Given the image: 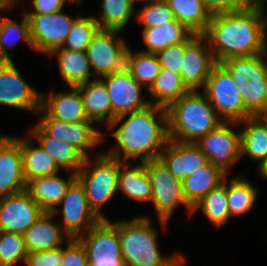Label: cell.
I'll use <instances>...</instances> for the list:
<instances>
[{
	"label": "cell",
	"mask_w": 267,
	"mask_h": 266,
	"mask_svg": "<svg viewBox=\"0 0 267 266\" xmlns=\"http://www.w3.org/2000/svg\"><path fill=\"white\" fill-rule=\"evenodd\" d=\"M125 68L139 84L149 89L159 75L161 65L156 54L132 52L128 47Z\"/></svg>",
	"instance_id": "74e56055"
},
{
	"label": "cell",
	"mask_w": 267,
	"mask_h": 266,
	"mask_svg": "<svg viewBox=\"0 0 267 266\" xmlns=\"http://www.w3.org/2000/svg\"><path fill=\"white\" fill-rule=\"evenodd\" d=\"M177 21L184 24L194 34H203L212 15L202 0H165Z\"/></svg>",
	"instance_id": "d6a6232c"
},
{
	"label": "cell",
	"mask_w": 267,
	"mask_h": 266,
	"mask_svg": "<svg viewBox=\"0 0 267 266\" xmlns=\"http://www.w3.org/2000/svg\"><path fill=\"white\" fill-rule=\"evenodd\" d=\"M135 3H144V2H151L156 0H133Z\"/></svg>",
	"instance_id": "816d5d0a"
},
{
	"label": "cell",
	"mask_w": 267,
	"mask_h": 266,
	"mask_svg": "<svg viewBox=\"0 0 267 266\" xmlns=\"http://www.w3.org/2000/svg\"><path fill=\"white\" fill-rule=\"evenodd\" d=\"M105 126L112 130L109 134L115 138L116 144L102 154L122 162L157 159L169 140L167 108L161 106L150 104L142 110L117 117Z\"/></svg>",
	"instance_id": "7a4b0ae2"
},
{
	"label": "cell",
	"mask_w": 267,
	"mask_h": 266,
	"mask_svg": "<svg viewBox=\"0 0 267 266\" xmlns=\"http://www.w3.org/2000/svg\"><path fill=\"white\" fill-rule=\"evenodd\" d=\"M264 120L267 122V110L261 115Z\"/></svg>",
	"instance_id": "f5cc1de1"
},
{
	"label": "cell",
	"mask_w": 267,
	"mask_h": 266,
	"mask_svg": "<svg viewBox=\"0 0 267 266\" xmlns=\"http://www.w3.org/2000/svg\"><path fill=\"white\" fill-rule=\"evenodd\" d=\"M28 252L24 236L12 232H0V266L25 264Z\"/></svg>",
	"instance_id": "60d3db41"
},
{
	"label": "cell",
	"mask_w": 267,
	"mask_h": 266,
	"mask_svg": "<svg viewBox=\"0 0 267 266\" xmlns=\"http://www.w3.org/2000/svg\"><path fill=\"white\" fill-rule=\"evenodd\" d=\"M29 21L30 38L35 51L48 55L62 47L78 16L60 11L52 14H25Z\"/></svg>",
	"instance_id": "5bb4252c"
},
{
	"label": "cell",
	"mask_w": 267,
	"mask_h": 266,
	"mask_svg": "<svg viewBox=\"0 0 267 266\" xmlns=\"http://www.w3.org/2000/svg\"><path fill=\"white\" fill-rule=\"evenodd\" d=\"M224 121L201 90H189L167 108L168 139L195 143Z\"/></svg>",
	"instance_id": "3957f363"
},
{
	"label": "cell",
	"mask_w": 267,
	"mask_h": 266,
	"mask_svg": "<svg viewBox=\"0 0 267 266\" xmlns=\"http://www.w3.org/2000/svg\"><path fill=\"white\" fill-rule=\"evenodd\" d=\"M267 4L258 2L246 10L212 15L202 34L216 63L233 57H249L267 50Z\"/></svg>",
	"instance_id": "6da1fadb"
},
{
	"label": "cell",
	"mask_w": 267,
	"mask_h": 266,
	"mask_svg": "<svg viewBox=\"0 0 267 266\" xmlns=\"http://www.w3.org/2000/svg\"><path fill=\"white\" fill-rule=\"evenodd\" d=\"M107 87L112 106V122L117 118L131 112L142 110L150 105L141 95L142 86L124 68L100 77Z\"/></svg>",
	"instance_id": "2e32d148"
},
{
	"label": "cell",
	"mask_w": 267,
	"mask_h": 266,
	"mask_svg": "<svg viewBox=\"0 0 267 266\" xmlns=\"http://www.w3.org/2000/svg\"><path fill=\"white\" fill-rule=\"evenodd\" d=\"M211 15L246 10L257 4L258 0H202Z\"/></svg>",
	"instance_id": "ee69618b"
},
{
	"label": "cell",
	"mask_w": 267,
	"mask_h": 266,
	"mask_svg": "<svg viewBox=\"0 0 267 266\" xmlns=\"http://www.w3.org/2000/svg\"><path fill=\"white\" fill-rule=\"evenodd\" d=\"M185 265V257L180 254L169 266H184Z\"/></svg>",
	"instance_id": "c3c4849f"
},
{
	"label": "cell",
	"mask_w": 267,
	"mask_h": 266,
	"mask_svg": "<svg viewBox=\"0 0 267 266\" xmlns=\"http://www.w3.org/2000/svg\"><path fill=\"white\" fill-rule=\"evenodd\" d=\"M221 64L239 88L245 109L252 116H261L266 111L267 50L254 56L229 58Z\"/></svg>",
	"instance_id": "5b68a950"
},
{
	"label": "cell",
	"mask_w": 267,
	"mask_h": 266,
	"mask_svg": "<svg viewBox=\"0 0 267 266\" xmlns=\"http://www.w3.org/2000/svg\"><path fill=\"white\" fill-rule=\"evenodd\" d=\"M227 177L209 162L182 181V193L187 204L193 208L206 194L219 186Z\"/></svg>",
	"instance_id": "f1b7e54d"
},
{
	"label": "cell",
	"mask_w": 267,
	"mask_h": 266,
	"mask_svg": "<svg viewBox=\"0 0 267 266\" xmlns=\"http://www.w3.org/2000/svg\"><path fill=\"white\" fill-rule=\"evenodd\" d=\"M241 158L248 156L258 162V168L267 159V122L262 116H251L241 120Z\"/></svg>",
	"instance_id": "484cf974"
},
{
	"label": "cell",
	"mask_w": 267,
	"mask_h": 266,
	"mask_svg": "<svg viewBox=\"0 0 267 266\" xmlns=\"http://www.w3.org/2000/svg\"><path fill=\"white\" fill-rule=\"evenodd\" d=\"M70 91L41 93V108L52 118L65 122L90 121L85 113L83 100L77 86Z\"/></svg>",
	"instance_id": "44dd1931"
},
{
	"label": "cell",
	"mask_w": 267,
	"mask_h": 266,
	"mask_svg": "<svg viewBox=\"0 0 267 266\" xmlns=\"http://www.w3.org/2000/svg\"><path fill=\"white\" fill-rule=\"evenodd\" d=\"M25 189L21 136L13 135L0 147V197Z\"/></svg>",
	"instance_id": "d6986e66"
},
{
	"label": "cell",
	"mask_w": 267,
	"mask_h": 266,
	"mask_svg": "<svg viewBox=\"0 0 267 266\" xmlns=\"http://www.w3.org/2000/svg\"><path fill=\"white\" fill-rule=\"evenodd\" d=\"M11 137V135H0V147Z\"/></svg>",
	"instance_id": "f907efd6"
},
{
	"label": "cell",
	"mask_w": 267,
	"mask_h": 266,
	"mask_svg": "<svg viewBox=\"0 0 267 266\" xmlns=\"http://www.w3.org/2000/svg\"><path fill=\"white\" fill-rule=\"evenodd\" d=\"M202 91L224 122L238 123L252 116L244 107L232 75L221 63L212 67Z\"/></svg>",
	"instance_id": "ba28073f"
},
{
	"label": "cell",
	"mask_w": 267,
	"mask_h": 266,
	"mask_svg": "<svg viewBox=\"0 0 267 266\" xmlns=\"http://www.w3.org/2000/svg\"><path fill=\"white\" fill-rule=\"evenodd\" d=\"M88 119L100 125L112 122V106L104 82L100 78L77 85Z\"/></svg>",
	"instance_id": "d4e9b609"
},
{
	"label": "cell",
	"mask_w": 267,
	"mask_h": 266,
	"mask_svg": "<svg viewBox=\"0 0 267 266\" xmlns=\"http://www.w3.org/2000/svg\"><path fill=\"white\" fill-rule=\"evenodd\" d=\"M55 55L58 58L59 71L68 87L77 86L96 78L85 51L59 47L52 50L47 56L55 57Z\"/></svg>",
	"instance_id": "83f0119b"
},
{
	"label": "cell",
	"mask_w": 267,
	"mask_h": 266,
	"mask_svg": "<svg viewBox=\"0 0 267 266\" xmlns=\"http://www.w3.org/2000/svg\"><path fill=\"white\" fill-rule=\"evenodd\" d=\"M201 210L206 219L217 228L230 220V211L226 194V178L219 186L206 194L193 208L191 215Z\"/></svg>",
	"instance_id": "836d02e7"
},
{
	"label": "cell",
	"mask_w": 267,
	"mask_h": 266,
	"mask_svg": "<svg viewBox=\"0 0 267 266\" xmlns=\"http://www.w3.org/2000/svg\"><path fill=\"white\" fill-rule=\"evenodd\" d=\"M170 173L183 181L209 163V160L194 143L168 140L160 157Z\"/></svg>",
	"instance_id": "ffe728a7"
},
{
	"label": "cell",
	"mask_w": 267,
	"mask_h": 266,
	"mask_svg": "<svg viewBox=\"0 0 267 266\" xmlns=\"http://www.w3.org/2000/svg\"><path fill=\"white\" fill-rule=\"evenodd\" d=\"M36 114L40 115L37 125L50 137L60 139L76 149L86 158L89 151L104 141L106 133L95 128L92 121H80L76 123L65 122L50 117L42 108ZM89 150V151H88Z\"/></svg>",
	"instance_id": "4fadbf2b"
},
{
	"label": "cell",
	"mask_w": 267,
	"mask_h": 266,
	"mask_svg": "<svg viewBox=\"0 0 267 266\" xmlns=\"http://www.w3.org/2000/svg\"><path fill=\"white\" fill-rule=\"evenodd\" d=\"M85 159L84 165L76 174L85 189L90 208L102 220L108 219L102 208L118 193V173L123 163L117 158L102 153Z\"/></svg>",
	"instance_id": "8992f818"
},
{
	"label": "cell",
	"mask_w": 267,
	"mask_h": 266,
	"mask_svg": "<svg viewBox=\"0 0 267 266\" xmlns=\"http://www.w3.org/2000/svg\"><path fill=\"white\" fill-rule=\"evenodd\" d=\"M259 174L267 180V159L263 162V164L257 168Z\"/></svg>",
	"instance_id": "681fc988"
},
{
	"label": "cell",
	"mask_w": 267,
	"mask_h": 266,
	"mask_svg": "<svg viewBox=\"0 0 267 266\" xmlns=\"http://www.w3.org/2000/svg\"><path fill=\"white\" fill-rule=\"evenodd\" d=\"M43 213L26 190L0 197V232L23 235Z\"/></svg>",
	"instance_id": "e0dca14e"
},
{
	"label": "cell",
	"mask_w": 267,
	"mask_h": 266,
	"mask_svg": "<svg viewBox=\"0 0 267 266\" xmlns=\"http://www.w3.org/2000/svg\"><path fill=\"white\" fill-rule=\"evenodd\" d=\"M51 213L54 216L62 215L60 226L70 238H78L85 234L101 220L90 208L85 189L77 178L70 184L65 196Z\"/></svg>",
	"instance_id": "8fae6325"
},
{
	"label": "cell",
	"mask_w": 267,
	"mask_h": 266,
	"mask_svg": "<svg viewBox=\"0 0 267 266\" xmlns=\"http://www.w3.org/2000/svg\"><path fill=\"white\" fill-rule=\"evenodd\" d=\"M145 53L156 54L167 46L186 42L194 33L184 24L174 20L161 27L142 28Z\"/></svg>",
	"instance_id": "f546056e"
},
{
	"label": "cell",
	"mask_w": 267,
	"mask_h": 266,
	"mask_svg": "<svg viewBox=\"0 0 267 266\" xmlns=\"http://www.w3.org/2000/svg\"><path fill=\"white\" fill-rule=\"evenodd\" d=\"M185 54V42L167 46L156 53L162 69H168L176 74H181Z\"/></svg>",
	"instance_id": "b9f144b4"
},
{
	"label": "cell",
	"mask_w": 267,
	"mask_h": 266,
	"mask_svg": "<svg viewBox=\"0 0 267 266\" xmlns=\"http://www.w3.org/2000/svg\"><path fill=\"white\" fill-rule=\"evenodd\" d=\"M135 20L143 28L161 27L176 20L174 13L165 0L144 2L140 10H136Z\"/></svg>",
	"instance_id": "ab89813d"
},
{
	"label": "cell",
	"mask_w": 267,
	"mask_h": 266,
	"mask_svg": "<svg viewBox=\"0 0 267 266\" xmlns=\"http://www.w3.org/2000/svg\"><path fill=\"white\" fill-rule=\"evenodd\" d=\"M78 239L85 247L88 266H126L121 253L119 221L102 219Z\"/></svg>",
	"instance_id": "9c48e42d"
},
{
	"label": "cell",
	"mask_w": 267,
	"mask_h": 266,
	"mask_svg": "<svg viewBox=\"0 0 267 266\" xmlns=\"http://www.w3.org/2000/svg\"><path fill=\"white\" fill-rule=\"evenodd\" d=\"M189 89L184 84L181 74L168 69H160L159 75L148 89L151 105L168 108L174 101L185 95Z\"/></svg>",
	"instance_id": "1f68e13d"
},
{
	"label": "cell",
	"mask_w": 267,
	"mask_h": 266,
	"mask_svg": "<svg viewBox=\"0 0 267 266\" xmlns=\"http://www.w3.org/2000/svg\"><path fill=\"white\" fill-rule=\"evenodd\" d=\"M120 31L100 29L86 49L93 74L98 78L125 68L128 44Z\"/></svg>",
	"instance_id": "7c38bea8"
},
{
	"label": "cell",
	"mask_w": 267,
	"mask_h": 266,
	"mask_svg": "<svg viewBox=\"0 0 267 266\" xmlns=\"http://www.w3.org/2000/svg\"><path fill=\"white\" fill-rule=\"evenodd\" d=\"M234 125L236 127L237 122H223L194 143L209 162L226 175L241 159V133L232 128Z\"/></svg>",
	"instance_id": "30bf717a"
},
{
	"label": "cell",
	"mask_w": 267,
	"mask_h": 266,
	"mask_svg": "<svg viewBox=\"0 0 267 266\" xmlns=\"http://www.w3.org/2000/svg\"><path fill=\"white\" fill-rule=\"evenodd\" d=\"M227 181L226 177V194L231 218L246 214L256 203L257 188L241 176L232 177L229 183Z\"/></svg>",
	"instance_id": "e575fe53"
},
{
	"label": "cell",
	"mask_w": 267,
	"mask_h": 266,
	"mask_svg": "<svg viewBox=\"0 0 267 266\" xmlns=\"http://www.w3.org/2000/svg\"><path fill=\"white\" fill-rule=\"evenodd\" d=\"M73 3H82V0H71Z\"/></svg>",
	"instance_id": "db71d44e"
},
{
	"label": "cell",
	"mask_w": 267,
	"mask_h": 266,
	"mask_svg": "<svg viewBox=\"0 0 267 266\" xmlns=\"http://www.w3.org/2000/svg\"><path fill=\"white\" fill-rule=\"evenodd\" d=\"M152 186L151 202L157 218L165 230L173 212L183 205L190 217L192 208L187 204L182 193V181L169 172L160 158L144 162Z\"/></svg>",
	"instance_id": "52a82bcc"
},
{
	"label": "cell",
	"mask_w": 267,
	"mask_h": 266,
	"mask_svg": "<svg viewBox=\"0 0 267 266\" xmlns=\"http://www.w3.org/2000/svg\"><path fill=\"white\" fill-rule=\"evenodd\" d=\"M158 233L147 216L119 221L121 253L126 266H169L181 253L161 254Z\"/></svg>",
	"instance_id": "277c9868"
},
{
	"label": "cell",
	"mask_w": 267,
	"mask_h": 266,
	"mask_svg": "<svg viewBox=\"0 0 267 266\" xmlns=\"http://www.w3.org/2000/svg\"><path fill=\"white\" fill-rule=\"evenodd\" d=\"M62 259L63 245L46 251L28 253L25 266H60Z\"/></svg>",
	"instance_id": "f6af8a7d"
},
{
	"label": "cell",
	"mask_w": 267,
	"mask_h": 266,
	"mask_svg": "<svg viewBox=\"0 0 267 266\" xmlns=\"http://www.w3.org/2000/svg\"><path fill=\"white\" fill-rule=\"evenodd\" d=\"M38 146L54 158L57 166L65 171L77 174L84 165L86 157L72 145L48 136L37 124L28 131Z\"/></svg>",
	"instance_id": "cb8c5ba5"
},
{
	"label": "cell",
	"mask_w": 267,
	"mask_h": 266,
	"mask_svg": "<svg viewBox=\"0 0 267 266\" xmlns=\"http://www.w3.org/2000/svg\"><path fill=\"white\" fill-rule=\"evenodd\" d=\"M76 179L72 173L67 179L57 174L38 177L26 182V191L44 212H52L65 196L70 184Z\"/></svg>",
	"instance_id": "603a6c76"
},
{
	"label": "cell",
	"mask_w": 267,
	"mask_h": 266,
	"mask_svg": "<svg viewBox=\"0 0 267 266\" xmlns=\"http://www.w3.org/2000/svg\"><path fill=\"white\" fill-rule=\"evenodd\" d=\"M31 2L34 8L24 12L25 14H52L62 11L67 4H79L71 0H32Z\"/></svg>",
	"instance_id": "bcb514c9"
},
{
	"label": "cell",
	"mask_w": 267,
	"mask_h": 266,
	"mask_svg": "<svg viewBox=\"0 0 267 266\" xmlns=\"http://www.w3.org/2000/svg\"><path fill=\"white\" fill-rule=\"evenodd\" d=\"M129 162L120 165L118 192L139 203L151 202L152 186L144 162L134 166Z\"/></svg>",
	"instance_id": "4316f807"
},
{
	"label": "cell",
	"mask_w": 267,
	"mask_h": 266,
	"mask_svg": "<svg viewBox=\"0 0 267 266\" xmlns=\"http://www.w3.org/2000/svg\"><path fill=\"white\" fill-rule=\"evenodd\" d=\"M266 110H267V93H266Z\"/></svg>",
	"instance_id": "11a10c76"
},
{
	"label": "cell",
	"mask_w": 267,
	"mask_h": 266,
	"mask_svg": "<svg viewBox=\"0 0 267 266\" xmlns=\"http://www.w3.org/2000/svg\"><path fill=\"white\" fill-rule=\"evenodd\" d=\"M133 0H102L101 18L94 17L103 30L123 31L133 16H136Z\"/></svg>",
	"instance_id": "8d00e7d4"
},
{
	"label": "cell",
	"mask_w": 267,
	"mask_h": 266,
	"mask_svg": "<svg viewBox=\"0 0 267 266\" xmlns=\"http://www.w3.org/2000/svg\"><path fill=\"white\" fill-rule=\"evenodd\" d=\"M54 217L51 212H44L23 234L28 253L56 248L62 246L70 239L62 230L60 223L53 221Z\"/></svg>",
	"instance_id": "7402d4cb"
},
{
	"label": "cell",
	"mask_w": 267,
	"mask_h": 266,
	"mask_svg": "<svg viewBox=\"0 0 267 266\" xmlns=\"http://www.w3.org/2000/svg\"><path fill=\"white\" fill-rule=\"evenodd\" d=\"M0 105L37 113L41 93L22 77L14 61H0Z\"/></svg>",
	"instance_id": "9a60e30c"
},
{
	"label": "cell",
	"mask_w": 267,
	"mask_h": 266,
	"mask_svg": "<svg viewBox=\"0 0 267 266\" xmlns=\"http://www.w3.org/2000/svg\"><path fill=\"white\" fill-rule=\"evenodd\" d=\"M31 139L30 135L29 137H21L23 172L26 182L38 177L57 174L60 168L54 158L40 146L33 145Z\"/></svg>",
	"instance_id": "4dcf8cb0"
},
{
	"label": "cell",
	"mask_w": 267,
	"mask_h": 266,
	"mask_svg": "<svg viewBox=\"0 0 267 266\" xmlns=\"http://www.w3.org/2000/svg\"><path fill=\"white\" fill-rule=\"evenodd\" d=\"M68 243V244H67ZM64 247L60 266H88L87 253L78 238H70Z\"/></svg>",
	"instance_id": "7bdbcfd3"
},
{
	"label": "cell",
	"mask_w": 267,
	"mask_h": 266,
	"mask_svg": "<svg viewBox=\"0 0 267 266\" xmlns=\"http://www.w3.org/2000/svg\"><path fill=\"white\" fill-rule=\"evenodd\" d=\"M2 15L0 13V61H13L8 50H14L18 40L24 41L34 50L25 13L22 14L20 23Z\"/></svg>",
	"instance_id": "d590c367"
},
{
	"label": "cell",
	"mask_w": 267,
	"mask_h": 266,
	"mask_svg": "<svg viewBox=\"0 0 267 266\" xmlns=\"http://www.w3.org/2000/svg\"><path fill=\"white\" fill-rule=\"evenodd\" d=\"M100 29L94 17L79 16L74 21L62 48L74 51H86L91 40Z\"/></svg>",
	"instance_id": "f35d334b"
},
{
	"label": "cell",
	"mask_w": 267,
	"mask_h": 266,
	"mask_svg": "<svg viewBox=\"0 0 267 266\" xmlns=\"http://www.w3.org/2000/svg\"><path fill=\"white\" fill-rule=\"evenodd\" d=\"M18 3V0H0V12L8 11L11 9L12 5Z\"/></svg>",
	"instance_id": "7dc6e473"
},
{
	"label": "cell",
	"mask_w": 267,
	"mask_h": 266,
	"mask_svg": "<svg viewBox=\"0 0 267 266\" xmlns=\"http://www.w3.org/2000/svg\"><path fill=\"white\" fill-rule=\"evenodd\" d=\"M205 41V42H204ZM216 64L207 39L202 34H193L185 42V54L181 77L189 90H202Z\"/></svg>",
	"instance_id": "ac0fdd59"
}]
</instances>
